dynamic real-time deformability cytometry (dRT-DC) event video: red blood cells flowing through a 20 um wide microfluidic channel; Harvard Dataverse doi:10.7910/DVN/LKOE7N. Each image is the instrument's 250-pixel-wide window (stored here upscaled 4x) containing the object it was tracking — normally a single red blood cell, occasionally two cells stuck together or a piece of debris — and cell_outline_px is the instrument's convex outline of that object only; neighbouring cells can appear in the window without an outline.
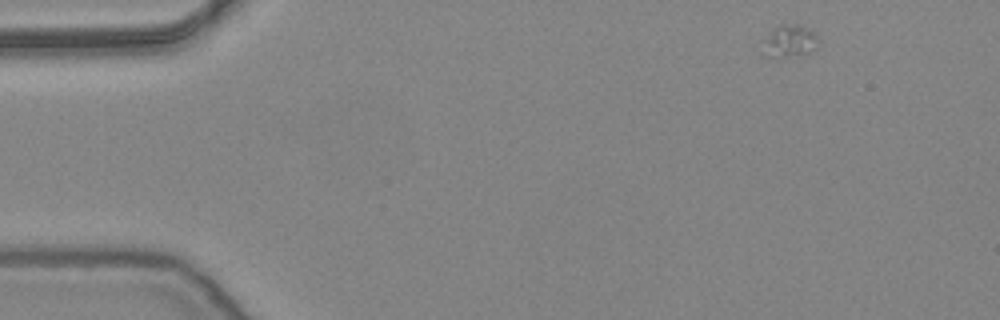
{"species": "common noctule bat (a hibernating species)", "species_latin": "Nyctalus noctula", "temperature_condition": "warm", "stored_images_in_passage": 36, "camera_frame_rate_fps": 3000, "um_per_image_px": 0.085, "animal": {"sex": "female", "body_mass_g": 24.6, "forearm_length_mm": 56.2}, "frame": {"image": 1, "passage_image": 1, "time_ms": 0.0, "image_size_px": [1000, 320], "cell_outline_px": [[820, 44], [816, 48], [800, 56], [764, 56], [764, 40], [780, 24], [804, 24], [816, 36]], "centroid_in_image_um": [67.17, 3.49], "position_along_channel_um": 17.8, "area_um2": 10.29}}